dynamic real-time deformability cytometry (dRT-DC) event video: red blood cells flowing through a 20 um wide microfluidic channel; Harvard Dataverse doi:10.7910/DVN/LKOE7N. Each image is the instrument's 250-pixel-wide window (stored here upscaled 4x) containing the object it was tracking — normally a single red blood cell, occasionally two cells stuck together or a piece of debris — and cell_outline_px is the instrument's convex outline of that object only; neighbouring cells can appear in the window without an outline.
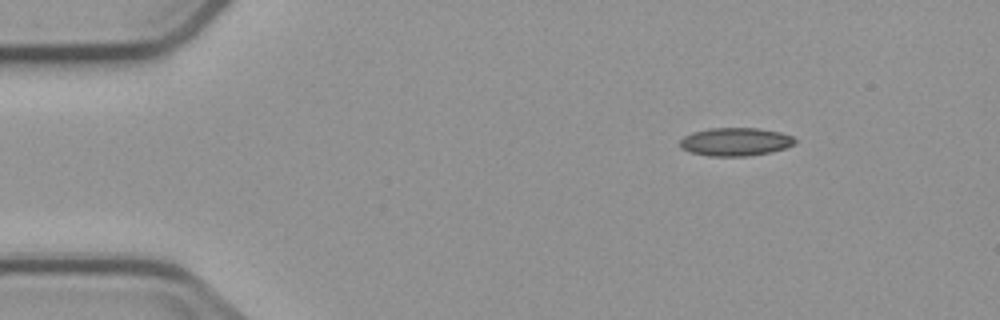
{"species": "common noctule bat (a hibernating species)", "species_latin": "Nyctalus noctula", "temperature_condition": "cold", "stored_images_in_passage": 9, "camera_frame_rate_fps": 3000, "um_per_image_px": 0.085, "animal": {"sex": "male", "body_mass_g": 23.1, "forearm_length_mm": 52.7}, "frame": {"image": 1, "passage_image": 1, "time_ms": 0.0, "image_size_px": [1000, 320], "cell_outline_px": [[796, 140], [792, 144], [784, 148], [772, 152], [748, 156], [708, 156], [692, 152], [680, 148], [680, 140], [684, 136], [692, 132], [708, 128], [756, 128], [780, 132], [792, 136]], "centroid_in_image_um": [62.48, 12.05], "position_along_channel_um": 22.5, "area_um2": 18.84}}
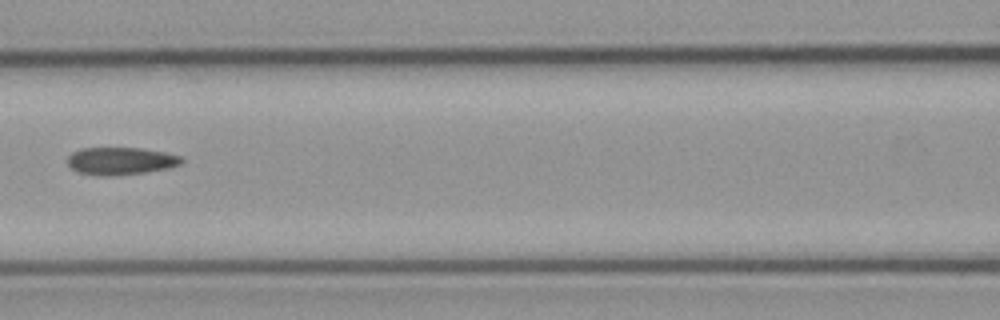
{"frame": {"image": 2, "passage_image": 6, "time_ms": 5.667, "image_size_px": [1000, 320], "cell_outline_px": [[184, 160], [180, 164], [168, 168], [144, 172], [104, 176], [100, 176], [76, 172], [68, 164], [68, 156], [72, 152], [80, 148], [140, 148], [164, 152], [180, 156]], "centroid_in_image_um": [10.22, 13.68], "position_along_channel_um": 156.4, "area_um2": 18.15}}
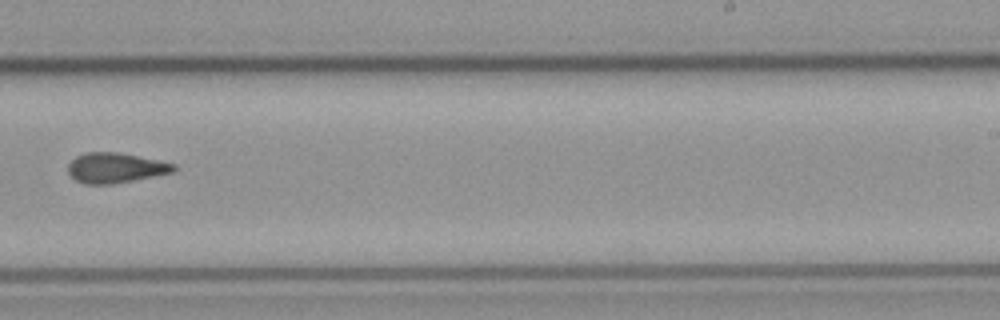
{"frame": {"image": 3, "passage_image": 9, "time_ms": 9.0, "image_size_px": [1000, 320], "cell_outline_px": [[176, 172], [112, 184], [84, 184], [76, 180], [68, 172], [68, 164], [76, 156], [88, 152], [116, 152], [176, 164]], "centroid_in_image_um": [9.82, 14.27], "position_along_channel_um": 279.2, "area_um2": 18.38}}